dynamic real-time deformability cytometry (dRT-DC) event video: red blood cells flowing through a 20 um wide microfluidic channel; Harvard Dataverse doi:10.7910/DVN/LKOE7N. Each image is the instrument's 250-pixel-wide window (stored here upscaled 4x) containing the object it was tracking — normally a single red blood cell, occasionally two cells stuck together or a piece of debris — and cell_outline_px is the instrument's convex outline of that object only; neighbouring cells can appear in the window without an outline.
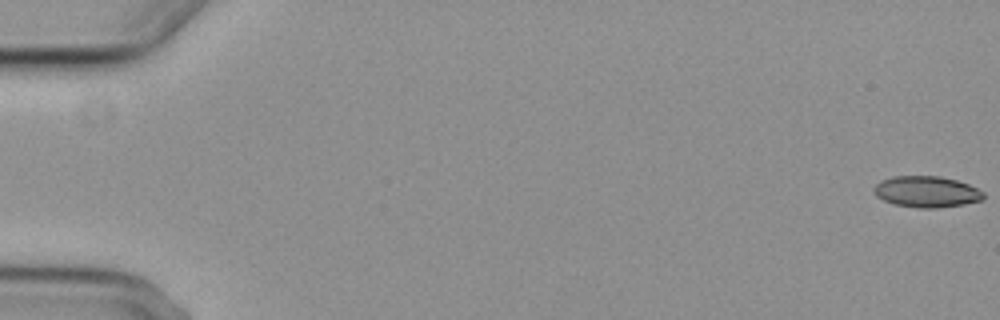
{"species": "common noctule bat (a hibernating species)", "species_latin": "Nyctalus noctula", "temperature_condition": "cold", "stored_images_in_passage": 5, "camera_frame_rate_fps": 3000, "um_per_image_px": 0.085, "animal": {"sex": "female", "body_mass_g": 29.2, "forearm_length_mm": 56.3}, "frame": {"image": 1, "passage_image": 1, "time_ms": 0.0, "image_size_px": [1000, 320], "cell_outline_px": [[984, 200], [964, 204], [940, 208], [916, 208], [896, 204], [884, 200], [876, 196], [872, 188], [880, 180], [892, 176], [940, 176], [956, 180], [968, 184], [984, 192]], "centroid_in_image_um": [78.76, 16.3], "position_along_channel_um": 6.2, "area_um2": 20.06}}
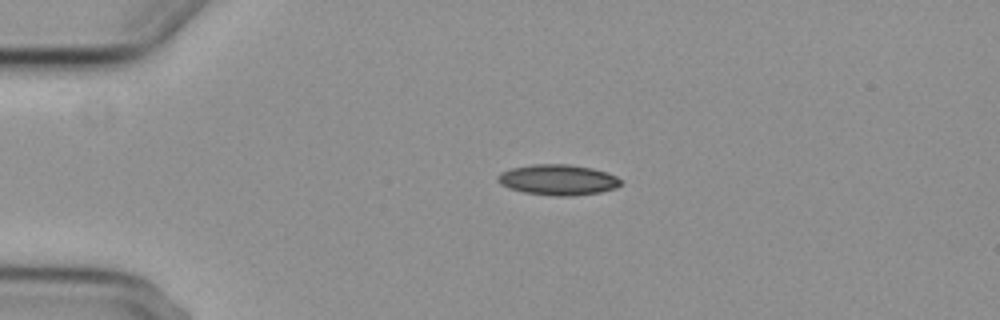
{"frame": {"image": 2, "passage_image": 4, "time_ms": 4.333, "image_size_px": [1000, 320], "cell_outline_px": [[620, 184], [616, 188], [600, 192], [572, 196], [552, 196], [524, 192], [508, 188], [500, 184], [496, 180], [496, 176], [500, 172], [512, 168], [532, 164], [568, 164], [592, 168], [608, 172], [616, 176], [620, 180]], "centroid_in_image_um": [47.4, 15.28], "position_along_channel_um": 37.6, "area_um2": 22.08}}